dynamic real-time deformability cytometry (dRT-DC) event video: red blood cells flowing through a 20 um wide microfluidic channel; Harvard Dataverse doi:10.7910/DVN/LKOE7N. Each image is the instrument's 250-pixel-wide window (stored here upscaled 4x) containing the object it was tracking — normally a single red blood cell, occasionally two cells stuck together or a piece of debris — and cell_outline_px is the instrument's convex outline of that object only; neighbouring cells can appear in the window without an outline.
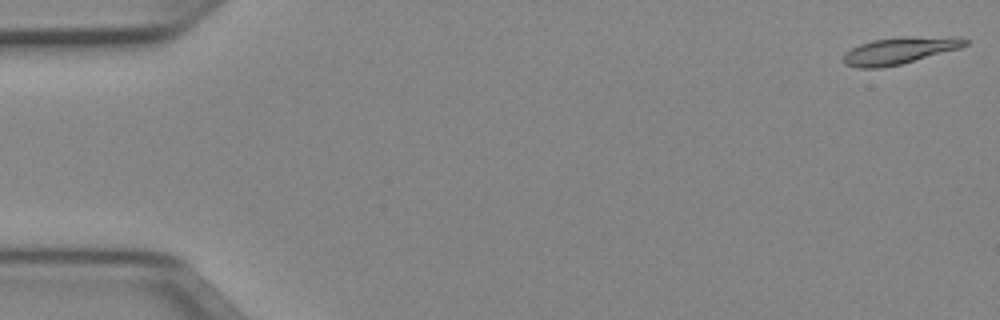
{"species": "Egyptian fruit bat (a non-hibernating species)", "species_latin": "Rousettus aegyptiacus", "temperature_condition": "cold", "stored_images_in_passage": 15, "camera_frame_rate_fps": 3000, "um_per_image_px": 0.085, "animal": {"sex": "female"}, "frame": {"image": 1, "passage_image": 1, "time_ms": 0.0, "image_size_px": [1000, 320], "cell_outline_px": [[968, 44], [960, 48], [900, 64], [880, 68], [856, 68], [844, 64], [844, 52], [860, 44], [872, 40], [904, 36], [960, 36], [968, 40]], "centroid_in_image_um": [76.49, 4.28], "position_along_channel_um": 8.5, "area_um2": 19.25}}
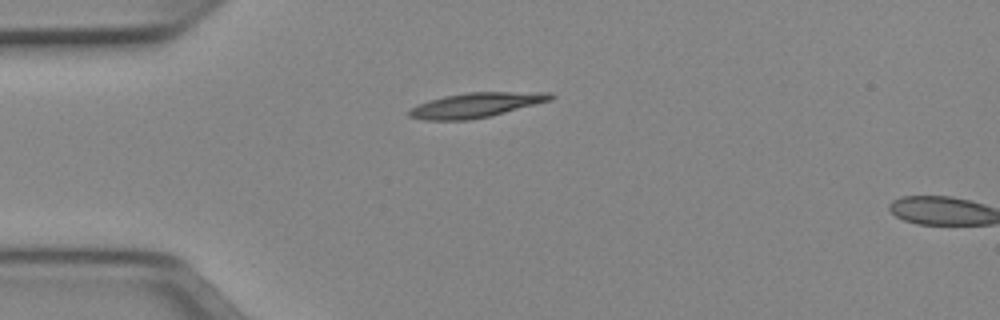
{"frame": {"image": 2, "passage_image": 13, "time_ms": 4.0, "image_size_px": [1000, 320], "cell_outline_px": [[556, 96], [552, 100], [488, 116], [468, 120], [424, 120], [408, 116], [408, 112], [412, 108], [428, 100], [444, 96], [468, 92], [552, 92]], "centroid_in_image_um": [40.48, 8.92], "position_along_channel_um": 44.5, "area_um2": 20.23}}